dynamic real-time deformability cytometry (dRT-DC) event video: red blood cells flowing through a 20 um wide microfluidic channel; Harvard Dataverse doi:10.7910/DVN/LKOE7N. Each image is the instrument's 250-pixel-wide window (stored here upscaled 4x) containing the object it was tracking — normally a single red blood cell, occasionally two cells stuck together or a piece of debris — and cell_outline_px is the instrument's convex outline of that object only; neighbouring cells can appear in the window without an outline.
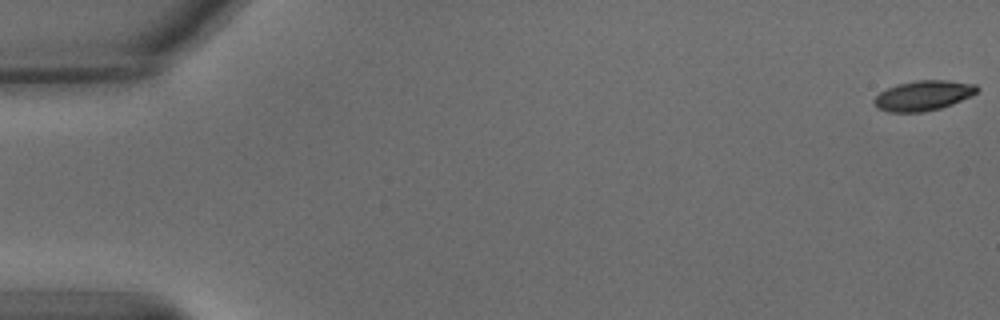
{"species": "common noctule bat (a hibernating species)", "species_latin": "Nyctalus noctula", "temperature_condition": "warm", "stored_images_in_passage": 56, "camera_frame_rate_fps": 3000, "um_per_image_px": 0.085, "animal": {"sex": "male", "body_mass_g": 15.6}, "frame": {"image": 1, "passage_image": 1, "time_ms": 0.0, "image_size_px": [1000, 320], "cell_outline_px": [[980, 88], [976, 92], [952, 104], [940, 108], [924, 112], [888, 112], [880, 108], [872, 100], [880, 92], [896, 84], [916, 80], [948, 80], [976, 84]], "centroid_in_image_um": [78.47, 8.11], "position_along_channel_um": 6.5, "area_um2": 17.86}}
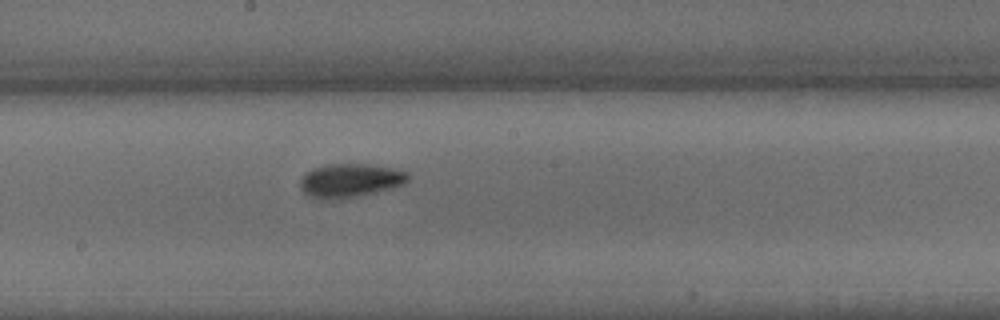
{"frame": {"image": 2, "passage_image": 31, "time_ms": 10.0, "image_size_px": [1000, 320], "cell_outline_px": [[408, 180], [404, 184], [392, 188], [376, 192], [356, 196], [332, 200], [324, 200], [308, 196], [304, 192], [300, 184], [300, 180], [312, 168], [328, 164], [368, 164], [392, 168], [408, 172]], "centroid_in_image_um": [29.76, 15.34], "position_along_channel_um": 218.4, "area_um2": 21.1}}
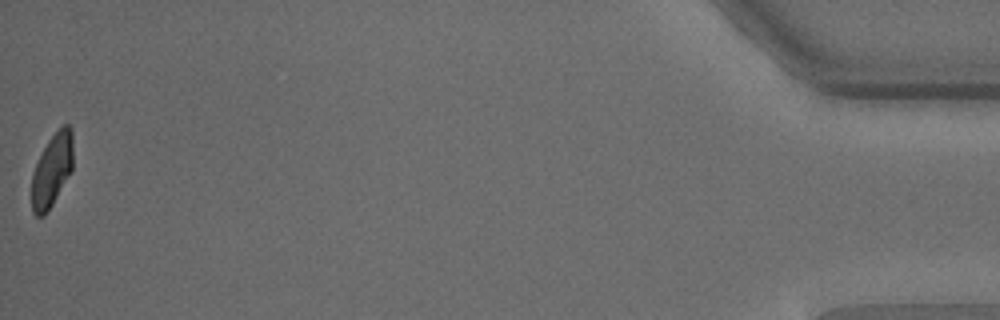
{"frame": {"image": 3, "passage_image": 56, "time_ms": 18.333, "image_size_px": [1000, 320], "cell_outline_px": [[72, 172], [52, 204], [44, 216], [36, 216], [32, 212], [32, 172], [48, 140], [64, 124], [68, 124], [72, 128]], "centroid_in_image_um": [4.42, 14.48], "position_along_channel_um": 430.8, "area_um2": 17.46}, "authors_computed_cell_mechanics": {"area_um2": 19.1607, "velocity_mm_per_s": 3.6793, "shape_relaxation_time_tau1_ms": 3.1476, "shape_relaxation_time_tau2_ms": 2.8679, "deformation_change_tau1": 0.1282, "deformation_change_tau2": 0.0828}}